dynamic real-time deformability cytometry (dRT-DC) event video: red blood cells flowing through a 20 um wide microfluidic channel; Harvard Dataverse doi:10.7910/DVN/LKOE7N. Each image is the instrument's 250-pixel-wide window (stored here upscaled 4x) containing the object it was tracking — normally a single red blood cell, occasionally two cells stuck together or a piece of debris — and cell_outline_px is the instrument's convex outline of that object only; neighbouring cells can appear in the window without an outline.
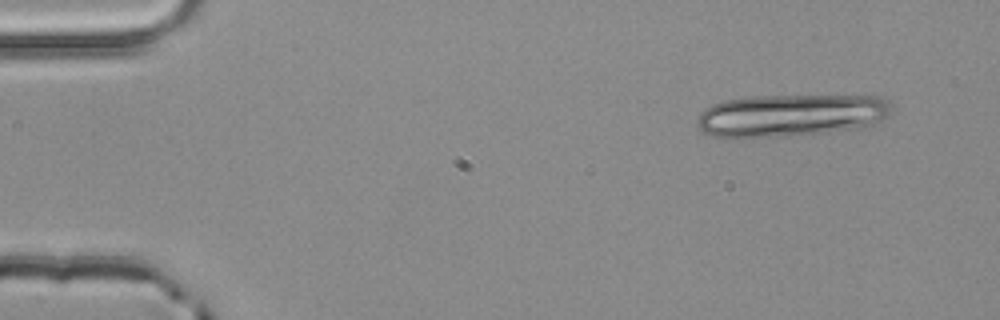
{"species": "common noctule bat (a hibernating species)", "species_latin": "Nyctalus noctula", "temperature_condition": "room temperature", "stored_images_in_passage": 4, "camera_frame_rate_fps": 3000, "um_per_image_px": 0.085, "animal": {"sex": "male", "body_mass_g": 20.4}, "frame": {"image": 1, "passage_image": 1, "time_ms": 0.0, "image_size_px": [1000, 320], "cell_outline_px": [[892, 112], [888, 116], [868, 128], [788, 136], [744, 140], [724, 140], [712, 136], [704, 132], [696, 124], [696, 120], [700, 112], [704, 108], [712, 104], [724, 100], [748, 96], [868, 92], [872, 92], [884, 96], [892, 104]], "centroid_in_image_um": [67.33, 9.77], "position_along_channel_um": 17.7, "area_um2": 51.85}}